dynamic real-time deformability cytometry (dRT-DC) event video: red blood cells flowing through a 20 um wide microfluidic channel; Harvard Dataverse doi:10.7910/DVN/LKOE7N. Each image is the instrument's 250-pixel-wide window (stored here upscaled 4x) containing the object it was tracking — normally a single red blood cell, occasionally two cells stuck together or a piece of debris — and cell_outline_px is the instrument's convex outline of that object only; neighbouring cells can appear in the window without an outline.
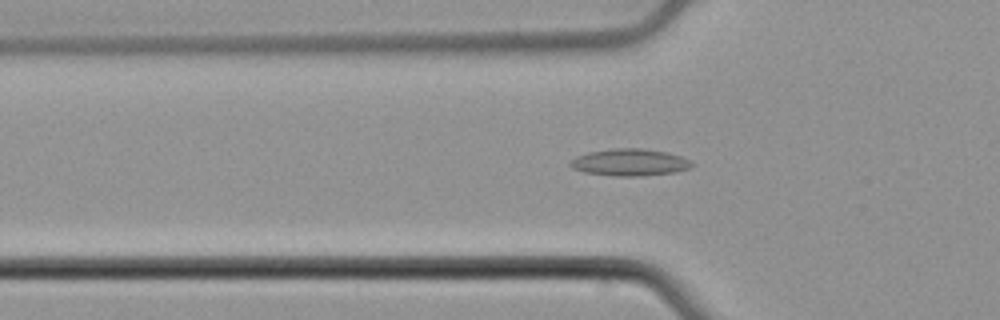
{"species": "common noctule bat (a hibernating species)", "species_latin": "Nyctalus noctula", "temperature_condition": "cold", "stored_images_in_passage": 55, "camera_frame_rate_fps": 3000, "um_per_image_px": 0.085, "animal": {"sex": "male", "body_mass_g": 21.5, "forearm_length_mm": 52.0}, "frame": {"image": 1, "passage_image": 19, "time_ms": 6.0, "image_size_px": [1000, 320], "cell_outline_px": [[692, 164], [688, 168], [676, 172], [640, 176], [616, 176], [584, 172], [572, 168], [568, 164], [576, 156], [588, 152], [612, 148], [640, 148], [668, 152], [680, 156], [688, 160]], "centroid_in_image_um": [53.49, 13.79], "position_along_channel_um": 72.3, "area_um2": 19.02}}
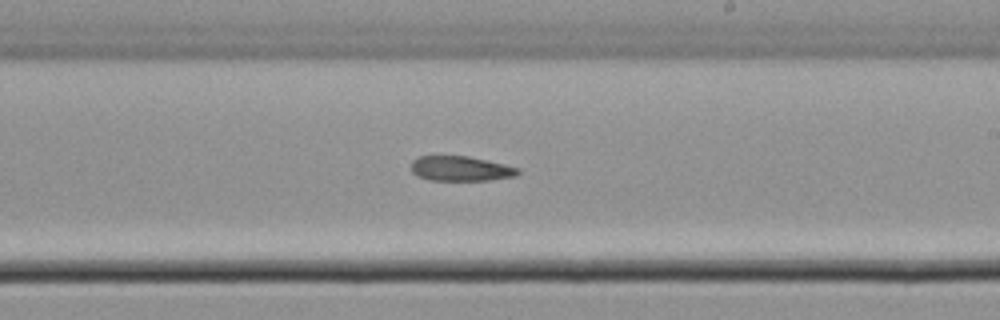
{"frame": {"image": 2, "passage_image": 33, "time_ms": 10.667, "image_size_px": [1000, 320], "cell_outline_px": [[520, 172], [516, 176], [492, 180], [428, 180], [416, 176], [412, 172], [412, 160], [416, 156], [468, 156], [504, 164], [520, 168]], "centroid_in_image_um": [39.15, 14.33], "position_along_channel_um": 249.8, "area_um2": 15.61}}
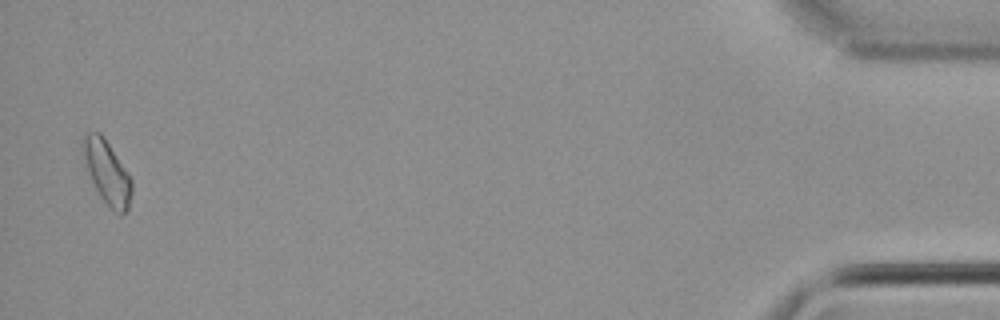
{"frame": {"image": 3, "passage_image": 54, "time_ms": 17.667, "image_size_px": [1000, 320], "cell_outline_px": [[132, 192], [128, 208], [120, 216], [100, 196], [88, 172], [80, 144], [84, 136], [88, 132], [100, 132], [104, 136], [132, 180]], "centroid_in_image_um": [9.09, 14.61], "position_along_channel_um": 426.1, "area_um2": 17.69}}